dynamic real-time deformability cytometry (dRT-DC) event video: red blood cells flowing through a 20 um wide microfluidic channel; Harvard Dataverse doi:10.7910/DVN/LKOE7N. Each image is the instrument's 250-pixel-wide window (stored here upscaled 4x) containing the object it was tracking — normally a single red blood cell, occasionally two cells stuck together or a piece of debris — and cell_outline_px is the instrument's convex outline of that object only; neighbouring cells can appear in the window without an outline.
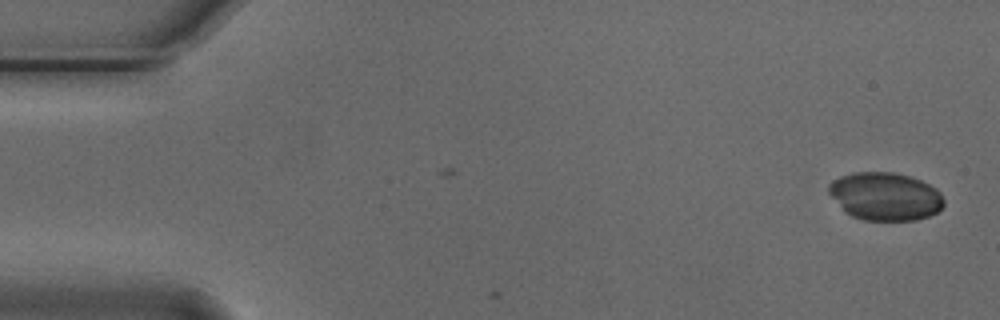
{"species": "Egyptian fruit bat (a non-hibernating species)", "species_latin": "Rousettus aegyptiacus", "temperature_condition": "cold", "stored_images_in_passage": 4, "camera_frame_rate_fps": 3000, "um_per_image_px": 0.085, "animal": {"sex": "male"}, "frame": {"image": 1, "passage_image": 1, "time_ms": 0.0, "image_size_px": [1000, 320], "cell_outline_px": [[944, 204], [936, 212], [928, 216], [916, 220], [864, 220], [852, 216], [844, 212], [828, 192], [828, 184], [832, 180], [840, 176], [852, 172], [892, 172], [908, 176], [920, 180], [936, 188], [940, 192], [944, 200]], "centroid_in_image_um": [75.21, 16.68], "position_along_channel_um": 9.8, "area_um2": 32.25}}